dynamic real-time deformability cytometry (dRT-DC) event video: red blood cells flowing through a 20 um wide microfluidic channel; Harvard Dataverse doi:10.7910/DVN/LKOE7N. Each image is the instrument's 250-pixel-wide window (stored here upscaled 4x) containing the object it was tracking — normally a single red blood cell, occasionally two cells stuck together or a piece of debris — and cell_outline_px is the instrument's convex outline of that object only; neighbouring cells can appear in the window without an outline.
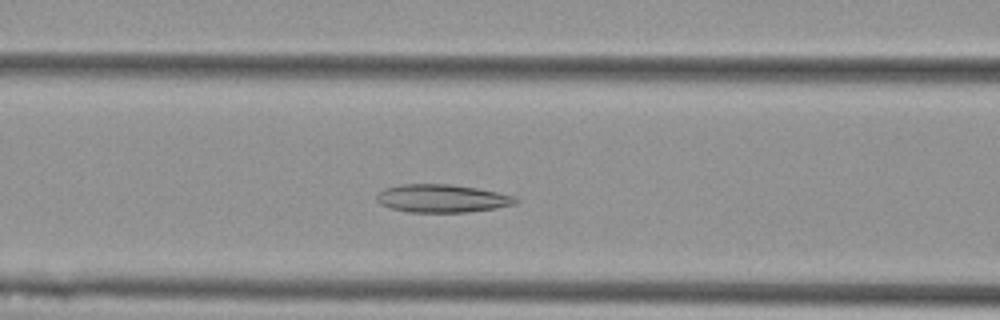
{"species": "Egyptian fruit bat (a non-hibernating species)", "species_latin": "Rousettus aegyptiacus", "temperature_condition": "cold", "stored_images_in_passage": 45, "camera_frame_rate_fps": 3000, "um_per_image_px": 0.085, "animal": {"sex": "female"}, "frame": {"image": 1, "passage_image": 12, "time_ms": 3.667, "image_size_px": [1000, 320], "cell_outline_px": [[520, 200], [516, 204], [496, 208], [468, 212], [408, 212], [392, 208], [380, 204], [376, 200], [376, 196], [384, 188], [400, 184], [448, 184], [476, 188], [516, 196]], "centroid_in_image_um": [37.59, 16.87], "position_along_channel_um": 129.0, "area_um2": 22.72}}
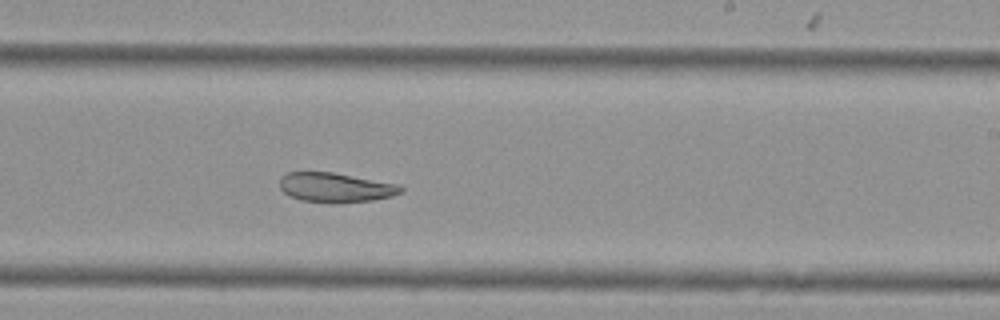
{"frame": {"image": 2, "passage_image": 23, "time_ms": 7.333, "image_size_px": [1000, 320], "cell_outline_px": [[404, 192], [392, 196], [372, 200], [300, 200], [288, 196], [280, 188], [280, 176], [288, 172], [332, 172], [396, 184], [404, 188]], "centroid_in_image_um": [28.49, 15.89], "position_along_channel_um": 260.5, "area_um2": 19.94}}
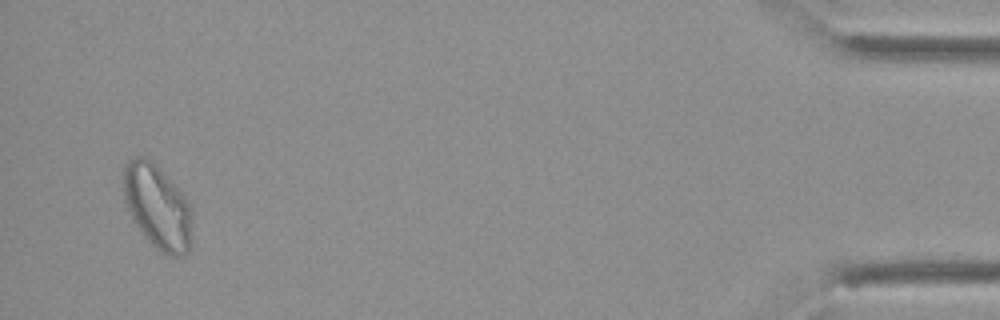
{"frame": {"image": 3, "passage_image": 43, "time_ms": 14.0, "image_size_px": [1000, 320], "cell_outline_px": [[192, 244], [188, 252], [184, 256], [168, 256], [160, 252], [144, 236], [132, 220], [124, 200], [124, 168], [128, 160], [136, 156], [144, 156], [152, 160], [188, 200], [192, 212]], "centroid_in_image_um": [13.41, 17.61], "position_along_channel_um": 421.8, "area_um2": 34.1}, "authors_computed_cell_mechanics": {"area_um2": 24.2182, "velocity_mm_per_s": 3.6086, "shape_relaxation_time_tau1_ms": null, "shape_relaxation_time_tau2_ms": 4.9943, "deformation_change_tau1": null, "deformation_change_tau2": 0.0977}}